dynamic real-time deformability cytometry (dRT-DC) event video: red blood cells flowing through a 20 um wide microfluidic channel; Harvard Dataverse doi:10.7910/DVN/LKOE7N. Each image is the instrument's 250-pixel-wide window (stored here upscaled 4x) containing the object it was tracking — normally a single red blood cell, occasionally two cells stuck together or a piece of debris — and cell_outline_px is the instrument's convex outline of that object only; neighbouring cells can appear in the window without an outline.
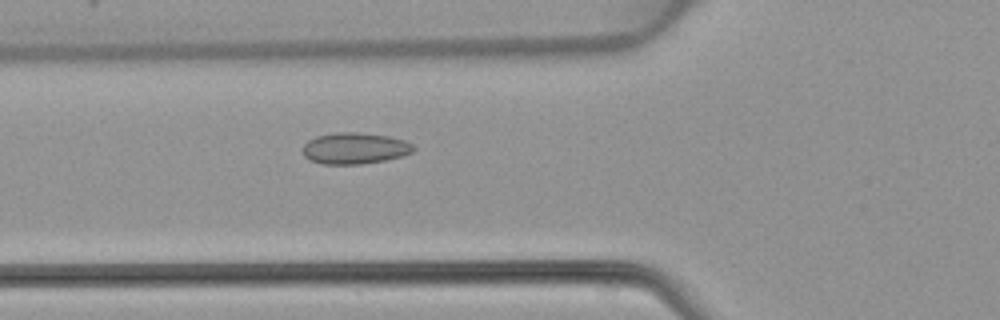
{"species": "common noctule bat (a hibernating species)", "species_latin": "Nyctalus noctula", "temperature_condition": "warm", "stored_images_in_passage": 48, "camera_frame_rate_fps": 3000, "um_per_image_px": 0.085, "animal": {"sex": "female", "body_mass_g": 22.7, "forearm_length_mm": 54.2}, "frame": {"image": 1, "passage_image": 18, "time_ms": 5.667, "image_size_px": [1000, 320], "cell_outline_px": [[416, 148], [412, 152], [400, 156], [384, 160], [360, 164], [324, 164], [308, 160], [304, 156], [304, 144], [308, 140], [316, 136], [336, 132], [360, 132], [388, 136], [404, 140], [412, 144]], "centroid_in_image_um": [30.14, 12.6], "position_along_channel_um": 95.7, "area_um2": 20.17}}
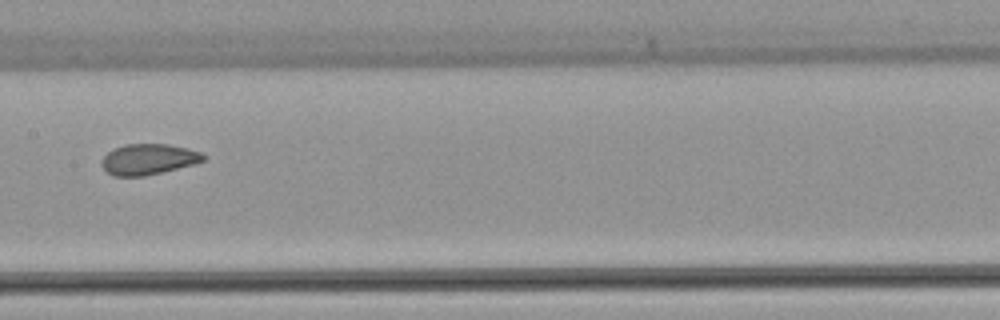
{"frame": {"image": 2, "passage_image": 25, "time_ms": 8.0, "image_size_px": [1000, 320], "cell_outline_px": [[208, 156], [204, 160], [196, 164], [144, 176], [112, 176], [100, 164], [104, 156], [108, 152], [124, 144], [168, 144], [200, 152]], "centroid_in_image_um": [12.63, 13.54], "position_along_channel_um": 194.8, "area_um2": 18.15}}
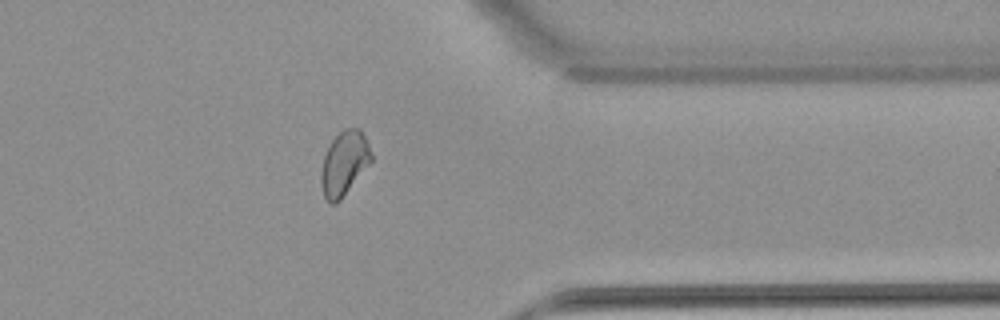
{"frame": {"image": 3, "passage_image": 39, "time_ms": 12.667, "image_size_px": [1000, 320], "cell_outline_px": [[372, 160], [340, 200], [336, 204], [332, 204], [324, 196], [320, 184], [320, 172], [324, 156], [332, 140], [344, 128], [360, 128], [368, 140], [372, 156]], "centroid_in_image_um": [29.25, 13.86], "position_along_channel_um": 382.1, "area_um2": 18.67}}